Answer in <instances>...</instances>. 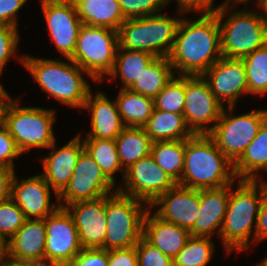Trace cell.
Returning a JSON list of instances; mask_svg holds the SVG:
<instances>
[{
	"mask_svg": "<svg viewBox=\"0 0 267 266\" xmlns=\"http://www.w3.org/2000/svg\"><path fill=\"white\" fill-rule=\"evenodd\" d=\"M46 228L44 219H26L8 240L6 258L12 261L45 266Z\"/></svg>",
	"mask_w": 267,
	"mask_h": 266,
	"instance_id": "obj_21",
	"label": "cell"
},
{
	"mask_svg": "<svg viewBox=\"0 0 267 266\" xmlns=\"http://www.w3.org/2000/svg\"><path fill=\"white\" fill-rule=\"evenodd\" d=\"M143 237L174 260L191 235L188 230L161 219L154 212L152 215L148 209L143 221Z\"/></svg>",
	"mask_w": 267,
	"mask_h": 266,
	"instance_id": "obj_24",
	"label": "cell"
},
{
	"mask_svg": "<svg viewBox=\"0 0 267 266\" xmlns=\"http://www.w3.org/2000/svg\"><path fill=\"white\" fill-rule=\"evenodd\" d=\"M49 36L64 58H71L82 22L72 0H40Z\"/></svg>",
	"mask_w": 267,
	"mask_h": 266,
	"instance_id": "obj_15",
	"label": "cell"
},
{
	"mask_svg": "<svg viewBox=\"0 0 267 266\" xmlns=\"http://www.w3.org/2000/svg\"><path fill=\"white\" fill-rule=\"evenodd\" d=\"M154 98V109L183 114L185 106V76L177 75Z\"/></svg>",
	"mask_w": 267,
	"mask_h": 266,
	"instance_id": "obj_36",
	"label": "cell"
},
{
	"mask_svg": "<svg viewBox=\"0 0 267 266\" xmlns=\"http://www.w3.org/2000/svg\"><path fill=\"white\" fill-rule=\"evenodd\" d=\"M19 99H12L2 111V123L23 154L32 148H49L56 140L53 123L54 109L19 107Z\"/></svg>",
	"mask_w": 267,
	"mask_h": 266,
	"instance_id": "obj_7",
	"label": "cell"
},
{
	"mask_svg": "<svg viewBox=\"0 0 267 266\" xmlns=\"http://www.w3.org/2000/svg\"><path fill=\"white\" fill-rule=\"evenodd\" d=\"M84 109L89 110L92 114L91 130L85 138L115 140L125 128L116 101H110L103 91H96L94 97L90 91Z\"/></svg>",
	"mask_w": 267,
	"mask_h": 266,
	"instance_id": "obj_23",
	"label": "cell"
},
{
	"mask_svg": "<svg viewBox=\"0 0 267 266\" xmlns=\"http://www.w3.org/2000/svg\"><path fill=\"white\" fill-rule=\"evenodd\" d=\"M44 222L45 266H66L83 249L73 218L65 207L59 206Z\"/></svg>",
	"mask_w": 267,
	"mask_h": 266,
	"instance_id": "obj_11",
	"label": "cell"
},
{
	"mask_svg": "<svg viewBox=\"0 0 267 266\" xmlns=\"http://www.w3.org/2000/svg\"><path fill=\"white\" fill-rule=\"evenodd\" d=\"M155 58V55L146 51L126 50L118 46L114 67L107 75L108 79L115 80L119 77L121 89H128Z\"/></svg>",
	"mask_w": 267,
	"mask_h": 266,
	"instance_id": "obj_29",
	"label": "cell"
},
{
	"mask_svg": "<svg viewBox=\"0 0 267 266\" xmlns=\"http://www.w3.org/2000/svg\"><path fill=\"white\" fill-rule=\"evenodd\" d=\"M236 189L230 184V197L221 227V243L227 255L232 251H247L255 230L258 213L267 194V180H239Z\"/></svg>",
	"mask_w": 267,
	"mask_h": 266,
	"instance_id": "obj_2",
	"label": "cell"
},
{
	"mask_svg": "<svg viewBox=\"0 0 267 266\" xmlns=\"http://www.w3.org/2000/svg\"><path fill=\"white\" fill-rule=\"evenodd\" d=\"M18 34V27L0 23V70L2 71L8 60L14 55L23 64L24 56L16 55L20 38Z\"/></svg>",
	"mask_w": 267,
	"mask_h": 266,
	"instance_id": "obj_39",
	"label": "cell"
},
{
	"mask_svg": "<svg viewBox=\"0 0 267 266\" xmlns=\"http://www.w3.org/2000/svg\"><path fill=\"white\" fill-rule=\"evenodd\" d=\"M84 149L94 159L104 175L116 185L115 173H122V181L125 175L119 157L115 140L84 138L82 140Z\"/></svg>",
	"mask_w": 267,
	"mask_h": 266,
	"instance_id": "obj_32",
	"label": "cell"
},
{
	"mask_svg": "<svg viewBox=\"0 0 267 266\" xmlns=\"http://www.w3.org/2000/svg\"><path fill=\"white\" fill-rule=\"evenodd\" d=\"M118 46V31L82 24L70 59L98 83L112 71Z\"/></svg>",
	"mask_w": 267,
	"mask_h": 266,
	"instance_id": "obj_9",
	"label": "cell"
},
{
	"mask_svg": "<svg viewBox=\"0 0 267 266\" xmlns=\"http://www.w3.org/2000/svg\"><path fill=\"white\" fill-rule=\"evenodd\" d=\"M143 128L153 142L186 140L194 135L187 126L183 114L158 109H153Z\"/></svg>",
	"mask_w": 267,
	"mask_h": 266,
	"instance_id": "obj_27",
	"label": "cell"
},
{
	"mask_svg": "<svg viewBox=\"0 0 267 266\" xmlns=\"http://www.w3.org/2000/svg\"><path fill=\"white\" fill-rule=\"evenodd\" d=\"M185 140L155 141L151 155L156 164L176 183L181 179L184 168Z\"/></svg>",
	"mask_w": 267,
	"mask_h": 266,
	"instance_id": "obj_33",
	"label": "cell"
},
{
	"mask_svg": "<svg viewBox=\"0 0 267 266\" xmlns=\"http://www.w3.org/2000/svg\"><path fill=\"white\" fill-rule=\"evenodd\" d=\"M125 19L159 14L168 0H118Z\"/></svg>",
	"mask_w": 267,
	"mask_h": 266,
	"instance_id": "obj_38",
	"label": "cell"
},
{
	"mask_svg": "<svg viewBox=\"0 0 267 266\" xmlns=\"http://www.w3.org/2000/svg\"><path fill=\"white\" fill-rule=\"evenodd\" d=\"M7 242L0 235V259L6 258Z\"/></svg>",
	"mask_w": 267,
	"mask_h": 266,
	"instance_id": "obj_50",
	"label": "cell"
},
{
	"mask_svg": "<svg viewBox=\"0 0 267 266\" xmlns=\"http://www.w3.org/2000/svg\"><path fill=\"white\" fill-rule=\"evenodd\" d=\"M19 181L15 174L11 199L23 211L26 219H45L59 207L58 202L51 203V187L40 173Z\"/></svg>",
	"mask_w": 267,
	"mask_h": 266,
	"instance_id": "obj_20",
	"label": "cell"
},
{
	"mask_svg": "<svg viewBox=\"0 0 267 266\" xmlns=\"http://www.w3.org/2000/svg\"><path fill=\"white\" fill-rule=\"evenodd\" d=\"M215 245L210 237H190L173 260V266H206L213 257Z\"/></svg>",
	"mask_w": 267,
	"mask_h": 266,
	"instance_id": "obj_35",
	"label": "cell"
},
{
	"mask_svg": "<svg viewBox=\"0 0 267 266\" xmlns=\"http://www.w3.org/2000/svg\"><path fill=\"white\" fill-rule=\"evenodd\" d=\"M235 107L223 108L219 120L208 135L217 148L234 164L247 146L256 137L259 127L267 118V109L253 110L246 114L234 115Z\"/></svg>",
	"mask_w": 267,
	"mask_h": 266,
	"instance_id": "obj_10",
	"label": "cell"
},
{
	"mask_svg": "<svg viewBox=\"0 0 267 266\" xmlns=\"http://www.w3.org/2000/svg\"><path fill=\"white\" fill-rule=\"evenodd\" d=\"M114 186L117 185L104 175L84 149L77 160L68 185L58 195L55 203L58 201L60 207H65L73 202L97 199L116 192L117 189L113 191Z\"/></svg>",
	"mask_w": 267,
	"mask_h": 266,
	"instance_id": "obj_14",
	"label": "cell"
},
{
	"mask_svg": "<svg viewBox=\"0 0 267 266\" xmlns=\"http://www.w3.org/2000/svg\"><path fill=\"white\" fill-rule=\"evenodd\" d=\"M230 197V185L221 188L200 189V208L193 228L192 237H218L226 214Z\"/></svg>",
	"mask_w": 267,
	"mask_h": 266,
	"instance_id": "obj_22",
	"label": "cell"
},
{
	"mask_svg": "<svg viewBox=\"0 0 267 266\" xmlns=\"http://www.w3.org/2000/svg\"><path fill=\"white\" fill-rule=\"evenodd\" d=\"M66 266H108V251L102 248H83Z\"/></svg>",
	"mask_w": 267,
	"mask_h": 266,
	"instance_id": "obj_42",
	"label": "cell"
},
{
	"mask_svg": "<svg viewBox=\"0 0 267 266\" xmlns=\"http://www.w3.org/2000/svg\"><path fill=\"white\" fill-rule=\"evenodd\" d=\"M83 248H102L107 230L106 196L66 205Z\"/></svg>",
	"mask_w": 267,
	"mask_h": 266,
	"instance_id": "obj_17",
	"label": "cell"
},
{
	"mask_svg": "<svg viewBox=\"0 0 267 266\" xmlns=\"http://www.w3.org/2000/svg\"><path fill=\"white\" fill-rule=\"evenodd\" d=\"M149 206L118 191L106 195L107 230L103 249H126L143 237V221Z\"/></svg>",
	"mask_w": 267,
	"mask_h": 266,
	"instance_id": "obj_8",
	"label": "cell"
},
{
	"mask_svg": "<svg viewBox=\"0 0 267 266\" xmlns=\"http://www.w3.org/2000/svg\"><path fill=\"white\" fill-rule=\"evenodd\" d=\"M210 90L224 106L236 107L240 95L248 94L246 70L242 59L221 57L203 75Z\"/></svg>",
	"mask_w": 267,
	"mask_h": 266,
	"instance_id": "obj_16",
	"label": "cell"
},
{
	"mask_svg": "<svg viewBox=\"0 0 267 266\" xmlns=\"http://www.w3.org/2000/svg\"><path fill=\"white\" fill-rule=\"evenodd\" d=\"M265 259L262 260L260 263H257L256 266H267V257H264Z\"/></svg>",
	"mask_w": 267,
	"mask_h": 266,
	"instance_id": "obj_53",
	"label": "cell"
},
{
	"mask_svg": "<svg viewBox=\"0 0 267 266\" xmlns=\"http://www.w3.org/2000/svg\"><path fill=\"white\" fill-rule=\"evenodd\" d=\"M108 266H138L135 246L126 249L109 250Z\"/></svg>",
	"mask_w": 267,
	"mask_h": 266,
	"instance_id": "obj_44",
	"label": "cell"
},
{
	"mask_svg": "<svg viewBox=\"0 0 267 266\" xmlns=\"http://www.w3.org/2000/svg\"><path fill=\"white\" fill-rule=\"evenodd\" d=\"M115 101L125 127L143 128L154 109L153 98L129 89H120Z\"/></svg>",
	"mask_w": 267,
	"mask_h": 266,
	"instance_id": "obj_28",
	"label": "cell"
},
{
	"mask_svg": "<svg viewBox=\"0 0 267 266\" xmlns=\"http://www.w3.org/2000/svg\"><path fill=\"white\" fill-rule=\"evenodd\" d=\"M138 266H173V260L142 237L137 245Z\"/></svg>",
	"mask_w": 267,
	"mask_h": 266,
	"instance_id": "obj_40",
	"label": "cell"
},
{
	"mask_svg": "<svg viewBox=\"0 0 267 266\" xmlns=\"http://www.w3.org/2000/svg\"><path fill=\"white\" fill-rule=\"evenodd\" d=\"M0 266H34V265L20 263V262L12 261L7 258H3V259H0Z\"/></svg>",
	"mask_w": 267,
	"mask_h": 266,
	"instance_id": "obj_49",
	"label": "cell"
},
{
	"mask_svg": "<svg viewBox=\"0 0 267 266\" xmlns=\"http://www.w3.org/2000/svg\"><path fill=\"white\" fill-rule=\"evenodd\" d=\"M81 134H76L67 144L56 148V141L48 148L49 155L41 158L44 172L40 175L45 179L51 190L54 191L56 199L68 185L73 175L77 160L84 150ZM56 149V150H55Z\"/></svg>",
	"mask_w": 267,
	"mask_h": 266,
	"instance_id": "obj_19",
	"label": "cell"
},
{
	"mask_svg": "<svg viewBox=\"0 0 267 266\" xmlns=\"http://www.w3.org/2000/svg\"><path fill=\"white\" fill-rule=\"evenodd\" d=\"M14 176V168L0 166V202L11 198Z\"/></svg>",
	"mask_w": 267,
	"mask_h": 266,
	"instance_id": "obj_46",
	"label": "cell"
},
{
	"mask_svg": "<svg viewBox=\"0 0 267 266\" xmlns=\"http://www.w3.org/2000/svg\"><path fill=\"white\" fill-rule=\"evenodd\" d=\"M252 0H225L224 2L225 3H228V4H232V5H238V4H244L246 5L248 2H250ZM255 1V0H253ZM257 1V5H259L263 0H256Z\"/></svg>",
	"mask_w": 267,
	"mask_h": 266,
	"instance_id": "obj_51",
	"label": "cell"
},
{
	"mask_svg": "<svg viewBox=\"0 0 267 266\" xmlns=\"http://www.w3.org/2000/svg\"><path fill=\"white\" fill-rule=\"evenodd\" d=\"M25 220L23 211L11 198L0 202V235L6 242L22 227Z\"/></svg>",
	"mask_w": 267,
	"mask_h": 266,
	"instance_id": "obj_37",
	"label": "cell"
},
{
	"mask_svg": "<svg viewBox=\"0 0 267 266\" xmlns=\"http://www.w3.org/2000/svg\"><path fill=\"white\" fill-rule=\"evenodd\" d=\"M22 153L15 145L14 139L9 134L6 126L0 123V166L11 167L15 169L14 158H17Z\"/></svg>",
	"mask_w": 267,
	"mask_h": 266,
	"instance_id": "obj_41",
	"label": "cell"
},
{
	"mask_svg": "<svg viewBox=\"0 0 267 266\" xmlns=\"http://www.w3.org/2000/svg\"><path fill=\"white\" fill-rule=\"evenodd\" d=\"M257 7L260 8V10H262L265 23L267 25V0H263Z\"/></svg>",
	"mask_w": 267,
	"mask_h": 266,
	"instance_id": "obj_52",
	"label": "cell"
},
{
	"mask_svg": "<svg viewBox=\"0 0 267 266\" xmlns=\"http://www.w3.org/2000/svg\"><path fill=\"white\" fill-rule=\"evenodd\" d=\"M23 65L30 72L41 89L63 105L83 108L91 91V86L83 78V73L91 77L73 60L69 62L55 59L23 55Z\"/></svg>",
	"mask_w": 267,
	"mask_h": 266,
	"instance_id": "obj_4",
	"label": "cell"
},
{
	"mask_svg": "<svg viewBox=\"0 0 267 266\" xmlns=\"http://www.w3.org/2000/svg\"><path fill=\"white\" fill-rule=\"evenodd\" d=\"M2 70H0V77L2 74ZM4 86L1 85L0 82V110L3 111L5 109V107L10 103L11 99V95H9V93L3 88Z\"/></svg>",
	"mask_w": 267,
	"mask_h": 266,
	"instance_id": "obj_48",
	"label": "cell"
},
{
	"mask_svg": "<svg viewBox=\"0 0 267 266\" xmlns=\"http://www.w3.org/2000/svg\"><path fill=\"white\" fill-rule=\"evenodd\" d=\"M171 0H168V4ZM215 0H176L178 4V14L185 15L184 13L198 12L211 13L218 7L214 5ZM214 6V7H213Z\"/></svg>",
	"mask_w": 267,
	"mask_h": 266,
	"instance_id": "obj_45",
	"label": "cell"
},
{
	"mask_svg": "<svg viewBox=\"0 0 267 266\" xmlns=\"http://www.w3.org/2000/svg\"><path fill=\"white\" fill-rule=\"evenodd\" d=\"M118 157L124 170L151 153L152 139L144 128L125 127L115 139Z\"/></svg>",
	"mask_w": 267,
	"mask_h": 266,
	"instance_id": "obj_31",
	"label": "cell"
},
{
	"mask_svg": "<svg viewBox=\"0 0 267 266\" xmlns=\"http://www.w3.org/2000/svg\"><path fill=\"white\" fill-rule=\"evenodd\" d=\"M241 59L246 70L248 94L266 95L267 43Z\"/></svg>",
	"mask_w": 267,
	"mask_h": 266,
	"instance_id": "obj_34",
	"label": "cell"
},
{
	"mask_svg": "<svg viewBox=\"0 0 267 266\" xmlns=\"http://www.w3.org/2000/svg\"><path fill=\"white\" fill-rule=\"evenodd\" d=\"M236 8L223 2L214 13L219 22L222 56L241 59L267 43V25L262 11L258 13L245 6L235 11ZM227 10L232 12L223 21Z\"/></svg>",
	"mask_w": 267,
	"mask_h": 266,
	"instance_id": "obj_5",
	"label": "cell"
},
{
	"mask_svg": "<svg viewBox=\"0 0 267 266\" xmlns=\"http://www.w3.org/2000/svg\"><path fill=\"white\" fill-rule=\"evenodd\" d=\"M82 24L118 31L125 22L118 0H72Z\"/></svg>",
	"mask_w": 267,
	"mask_h": 266,
	"instance_id": "obj_25",
	"label": "cell"
},
{
	"mask_svg": "<svg viewBox=\"0 0 267 266\" xmlns=\"http://www.w3.org/2000/svg\"><path fill=\"white\" fill-rule=\"evenodd\" d=\"M149 207H157L154 213L161 219L190 231L200 211V189L177 184L160 195Z\"/></svg>",
	"mask_w": 267,
	"mask_h": 266,
	"instance_id": "obj_18",
	"label": "cell"
},
{
	"mask_svg": "<svg viewBox=\"0 0 267 266\" xmlns=\"http://www.w3.org/2000/svg\"><path fill=\"white\" fill-rule=\"evenodd\" d=\"M123 187L118 192L141 200L150 206L160 195L177 183L163 171L151 154L139 159L125 170Z\"/></svg>",
	"mask_w": 267,
	"mask_h": 266,
	"instance_id": "obj_12",
	"label": "cell"
},
{
	"mask_svg": "<svg viewBox=\"0 0 267 266\" xmlns=\"http://www.w3.org/2000/svg\"><path fill=\"white\" fill-rule=\"evenodd\" d=\"M233 169L236 179L263 180L256 171L267 173V118L260 125L256 137L233 164Z\"/></svg>",
	"mask_w": 267,
	"mask_h": 266,
	"instance_id": "obj_26",
	"label": "cell"
},
{
	"mask_svg": "<svg viewBox=\"0 0 267 266\" xmlns=\"http://www.w3.org/2000/svg\"><path fill=\"white\" fill-rule=\"evenodd\" d=\"M181 19L162 13L126 19L118 30L119 47L168 57Z\"/></svg>",
	"mask_w": 267,
	"mask_h": 266,
	"instance_id": "obj_6",
	"label": "cell"
},
{
	"mask_svg": "<svg viewBox=\"0 0 267 266\" xmlns=\"http://www.w3.org/2000/svg\"><path fill=\"white\" fill-rule=\"evenodd\" d=\"M27 0H0V23L18 26L17 13Z\"/></svg>",
	"mask_w": 267,
	"mask_h": 266,
	"instance_id": "obj_43",
	"label": "cell"
},
{
	"mask_svg": "<svg viewBox=\"0 0 267 266\" xmlns=\"http://www.w3.org/2000/svg\"><path fill=\"white\" fill-rule=\"evenodd\" d=\"M233 163L208 134L185 140L184 168L180 186L193 189L221 188L235 184Z\"/></svg>",
	"mask_w": 267,
	"mask_h": 266,
	"instance_id": "obj_3",
	"label": "cell"
},
{
	"mask_svg": "<svg viewBox=\"0 0 267 266\" xmlns=\"http://www.w3.org/2000/svg\"><path fill=\"white\" fill-rule=\"evenodd\" d=\"M267 239V194L261 204L255 230V243Z\"/></svg>",
	"mask_w": 267,
	"mask_h": 266,
	"instance_id": "obj_47",
	"label": "cell"
},
{
	"mask_svg": "<svg viewBox=\"0 0 267 266\" xmlns=\"http://www.w3.org/2000/svg\"><path fill=\"white\" fill-rule=\"evenodd\" d=\"M223 108L202 75L185 76L183 115L194 134H208L219 120ZM210 123H213L212 126H209Z\"/></svg>",
	"mask_w": 267,
	"mask_h": 266,
	"instance_id": "obj_13",
	"label": "cell"
},
{
	"mask_svg": "<svg viewBox=\"0 0 267 266\" xmlns=\"http://www.w3.org/2000/svg\"><path fill=\"white\" fill-rule=\"evenodd\" d=\"M198 19H181L173 48L168 55L175 74L203 75L222 56L220 28L214 12Z\"/></svg>",
	"mask_w": 267,
	"mask_h": 266,
	"instance_id": "obj_1",
	"label": "cell"
},
{
	"mask_svg": "<svg viewBox=\"0 0 267 266\" xmlns=\"http://www.w3.org/2000/svg\"><path fill=\"white\" fill-rule=\"evenodd\" d=\"M174 75L168 57H156L128 89L154 99Z\"/></svg>",
	"mask_w": 267,
	"mask_h": 266,
	"instance_id": "obj_30",
	"label": "cell"
},
{
	"mask_svg": "<svg viewBox=\"0 0 267 266\" xmlns=\"http://www.w3.org/2000/svg\"><path fill=\"white\" fill-rule=\"evenodd\" d=\"M2 122V111L0 110V123Z\"/></svg>",
	"mask_w": 267,
	"mask_h": 266,
	"instance_id": "obj_54",
	"label": "cell"
}]
</instances>
